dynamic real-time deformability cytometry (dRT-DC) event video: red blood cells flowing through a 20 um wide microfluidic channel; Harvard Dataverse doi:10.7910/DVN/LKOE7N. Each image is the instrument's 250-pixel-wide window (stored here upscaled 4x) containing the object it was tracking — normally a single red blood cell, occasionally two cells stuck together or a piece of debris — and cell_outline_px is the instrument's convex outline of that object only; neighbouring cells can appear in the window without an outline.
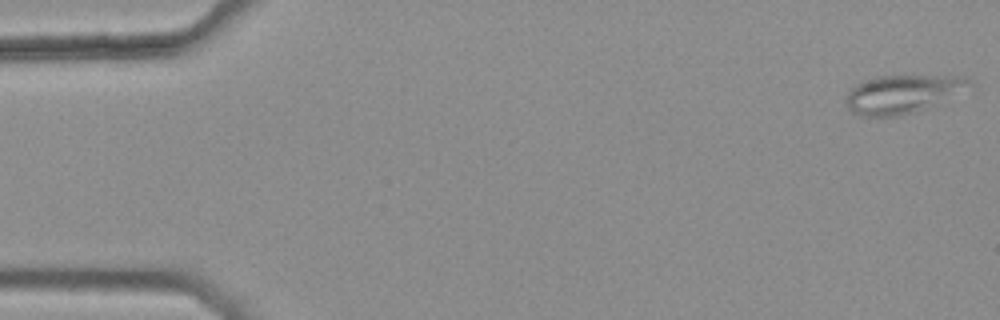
{"species": "common noctule bat (a hibernating species)", "species_latin": "Nyctalus noctula", "temperature_condition": "warm", "stored_images_in_passage": 47, "camera_frame_rate_fps": 3000, "um_per_image_px": 0.085, "animal": {"sex": "female", "body_mass_g": 25.1}, "frame": {"image": 1, "passage_image": 1, "time_ms": 0.0, "image_size_px": [1000, 320], "cell_outline_px": [[972, 84], [936, 104], [928, 108], [916, 112], [900, 116], [860, 116], [852, 112], [848, 108], [844, 100], [848, 92], [856, 84], [876, 76], [964, 76], [972, 80]], "centroid_in_image_um": [76.65, 8.0], "position_along_channel_um": 8.3, "area_um2": 27.34}}
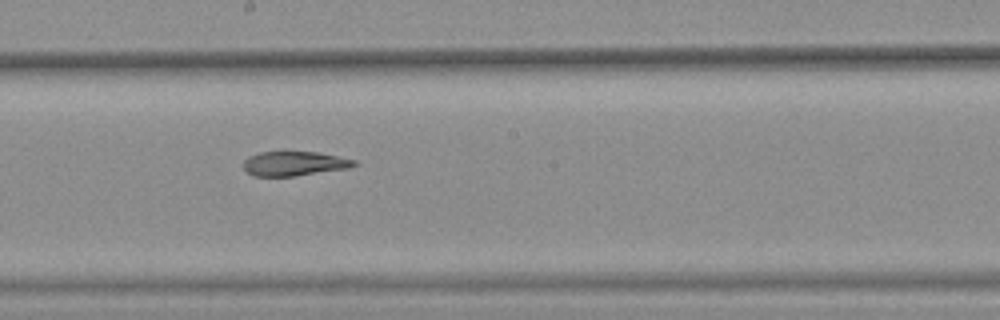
{"frame": {"image": 2, "passage_image": 29, "time_ms": 9.333, "image_size_px": [1000, 320], "cell_outline_px": [[360, 164], [352, 168], [296, 176], [252, 176], [244, 168], [244, 160], [248, 156], [260, 152], [320, 152], [356, 160]], "centroid_in_image_um": [25.08, 13.91], "position_along_channel_um": 223.1, "area_um2": 16.01}}
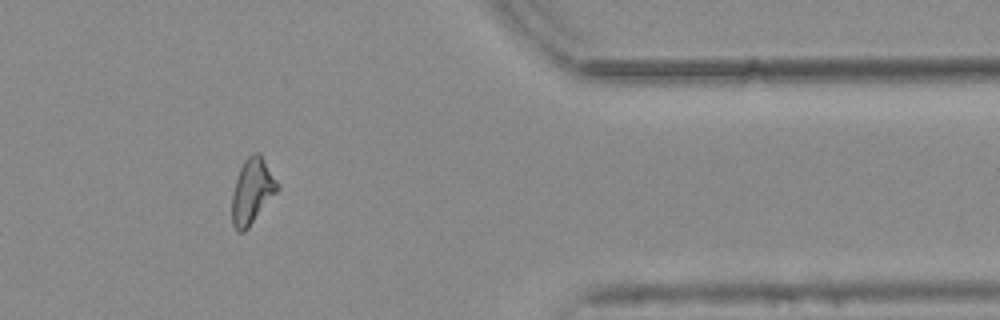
{"frame": {"image": 3, "passage_image": 44, "time_ms": 14.333, "image_size_px": [1000, 320], "cell_outline_px": [[280, 188], [248, 228], [244, 232], [236, 232], [232, 224], [232, 192], [240, 168], [244, 160], [252, 152], [260, 152], [280, 184]], "centroid_in_image_um": [21.44, 16.23], "position_along_channel_um": 390.0, "area_um2": 17.51}, "authors_computed_cell_mechanics": {"area_um2": 17.34, "velocity_mm_per_s": 3.7903, "shape_relaxation_time_tau1_ms": null, "shape_relaxation_time_tau2_ms": 7.8349, "deformation_change_tau1": null, "deformation_change_tau2": 0.1345}}